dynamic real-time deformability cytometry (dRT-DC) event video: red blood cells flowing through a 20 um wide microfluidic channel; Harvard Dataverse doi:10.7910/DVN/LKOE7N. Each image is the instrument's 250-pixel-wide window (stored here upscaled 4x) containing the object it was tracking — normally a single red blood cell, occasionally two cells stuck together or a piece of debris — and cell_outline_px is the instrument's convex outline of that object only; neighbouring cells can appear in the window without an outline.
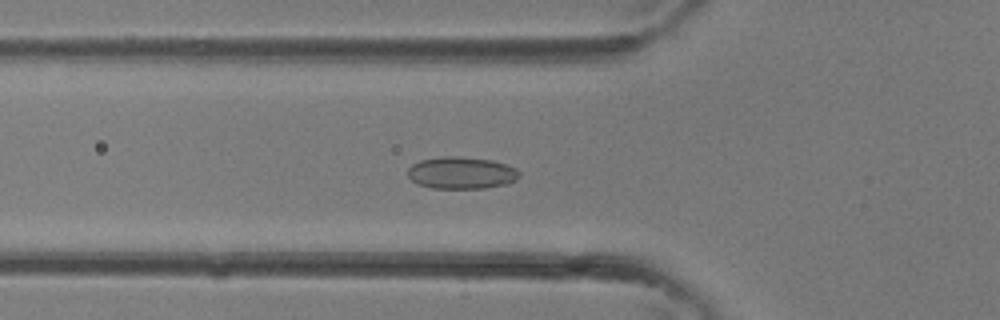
{"species": "common noctule bat (a hibernating species)", "species_latin": "Nyctalus noctula", "temperature_condition": "room temperature", "stored_images_in_passage": 36, "camera_frame_rate_fps": 3000, "um_per_image_px": 0.085, "animal": {"sex": "female"}, "frame": {"image": 1, "passage_image": 13, "time_ms": 4.0, "image_size_px": [1000, 320], "cell_outline_px": [[520, 176], [516, 180], [508, 184], [484, 188], [432, 188], [416, 184], [408, 176], [408, 168], [412, 164], [420, 160], [444, 156], [460, 156], [492, 160], [516, 168], [520, 172]], "centroid_in_image_um": [39.22, 14.69], "position_along_channel_um": 86.6, "area_um2": 20.98}}
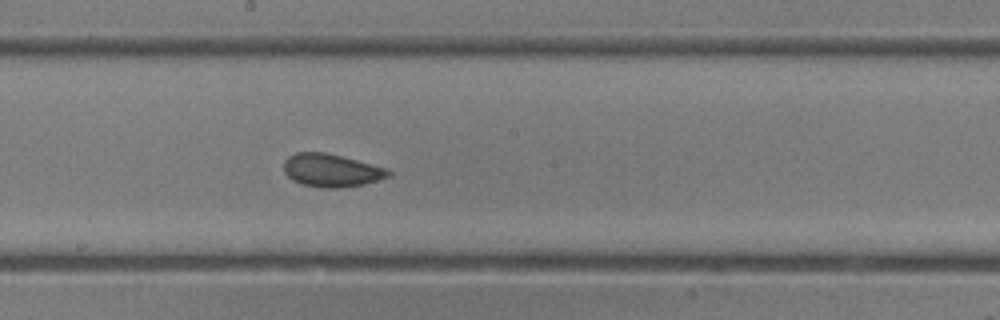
{"frame": {"image": 2, "passage_image": 20, "time_ms": 6.333, "image_size_px": [1000, 320], "cell_outline_px": [[392, 176], [364, 184], [340, 188], [320, 188], [304, 184], [292, 180], [284, 172], [284, 160], [288, 156], [296, 152], [324, 152], [356, 160], [384, 168], [392, 172]], "centroid_in_image_um": [28.14, 14.49], "position_along_channel_um": 220.1, "area_um2": 20.0}}
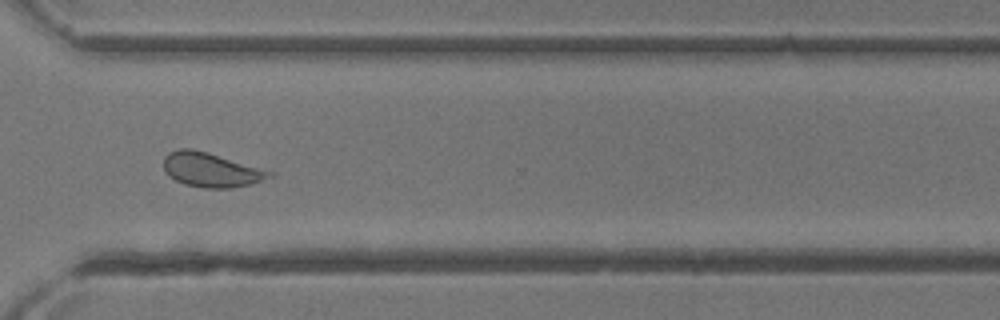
{"frame": {"image": 3, "passage_image": 27, "time_ms": 8.667, "image_size_px": [1000, 320], "cell_outline_px": [[276, 176], [248, 184], [232, 188], [204, 188], [184, 184], [168, 176], [164, 172], [164, 156], [168, 152], [180, 148], [192, 148], [208, 152], [276, 172]], "centroid_in_image_um": [17.95, 14.43], "position_along_channel_um": 352.7, "area_um2": 21.44}}